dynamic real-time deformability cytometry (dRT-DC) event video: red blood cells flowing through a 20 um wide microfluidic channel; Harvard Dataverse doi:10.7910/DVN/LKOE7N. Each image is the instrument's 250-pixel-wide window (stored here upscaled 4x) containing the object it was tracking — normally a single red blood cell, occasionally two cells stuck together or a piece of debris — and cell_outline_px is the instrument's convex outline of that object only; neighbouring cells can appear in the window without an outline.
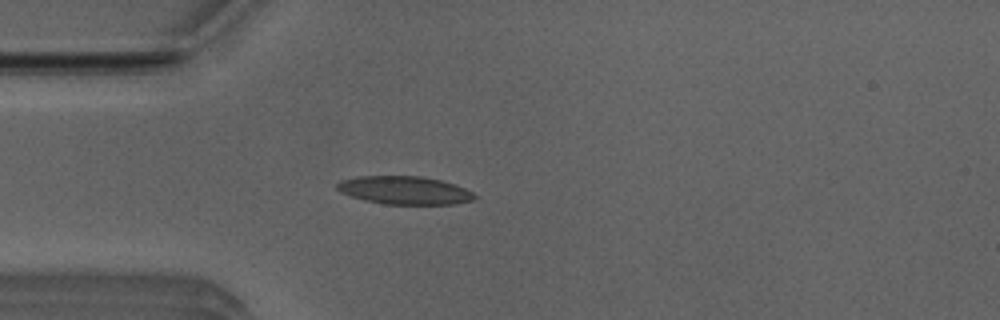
{"species": "Egyptian fruit bat (a non-hibernating species)", "species_latin": "Rousettus aegyptiacus", "temperature_condition": "room temperature", "stored_images_in_passage": 51, "camera_frame_rate_fps": 3000, "um_per_image_px": 0.085, "animal": {"sex": "male"}, "frame": {"image": 1, "passage_image": 13, "time_ms": 4.0, "image_size_px": [1000, 320], "cell_outline_px": [[476, 196], [472, 200], [456, 204], [384, 204], [364, 200], [340, 192], [336, 188], [336, 184], [340, 180], [356, 176], [420, 176], [440, 180], [464, 188], [472, 192]], "centroid_in_image_um": [34.34, 16.17], "position_along_channel_um": 50.7, "area_um2": 22.43}}
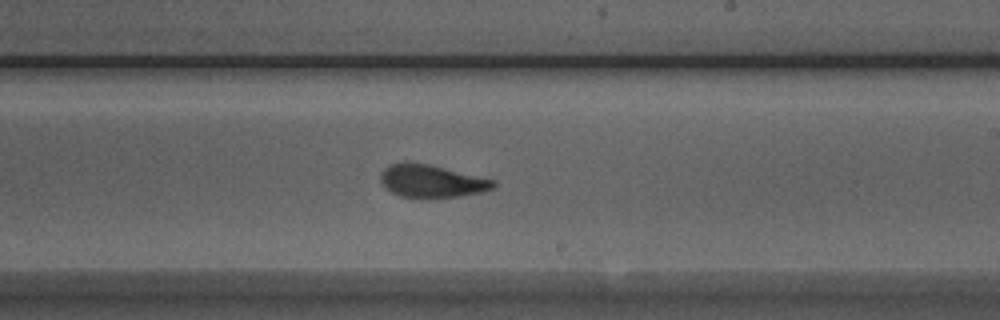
{"frame": {"image": 2, "passage_image": 29, "time_ms": 9.333, "image_size_px": [1000, 320], "cell_outline_px": [[496, 188], [480, 192], [460, 196], [424, 200], [420, 200], [400, 196], [392, 192], [380, 184], [380, 176], [384, 168], [388, 164], [408, 160], [428, 164], [496, 180]], "centroid_in_image_um": [36.64, 15.41], "position_along_channel_um": 252.4, "area_um2": 22.31}}
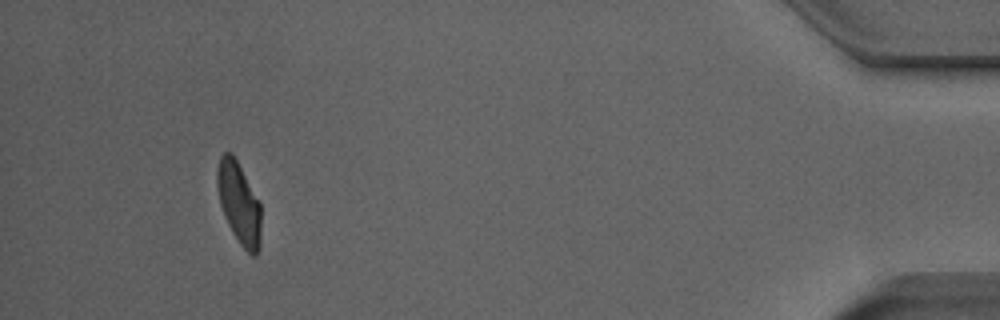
{"frame": {"image": 3, "passage_image": 47, "time_ms": 15.333, "image_size_px": [1000, 320], "cell_outline_px": [[260, 248], [256, 256], [252, 256], [240, 244], [232, 232], [224, 216], [220, 204], [216, 184], [216, 168], [220, 156], [224, 152], [232, 152], [260, 204]], "centroid_in_image_um": [20.29, 17.27], "position_along_channel_um": 414.9, "area_um2": 20.81}, "authors_computed_cell_mechanics": {"area_um2": 21.6172, "velocity_mm_per_s": 3.9384, "shape_relaxation_time_tau1_ms": 5.5478, "shape_relaxation_time_tau2_ms": 1.2005, "deformation_change_tau1": 0.1993, "deformation_change_tau2": 0.0756}}